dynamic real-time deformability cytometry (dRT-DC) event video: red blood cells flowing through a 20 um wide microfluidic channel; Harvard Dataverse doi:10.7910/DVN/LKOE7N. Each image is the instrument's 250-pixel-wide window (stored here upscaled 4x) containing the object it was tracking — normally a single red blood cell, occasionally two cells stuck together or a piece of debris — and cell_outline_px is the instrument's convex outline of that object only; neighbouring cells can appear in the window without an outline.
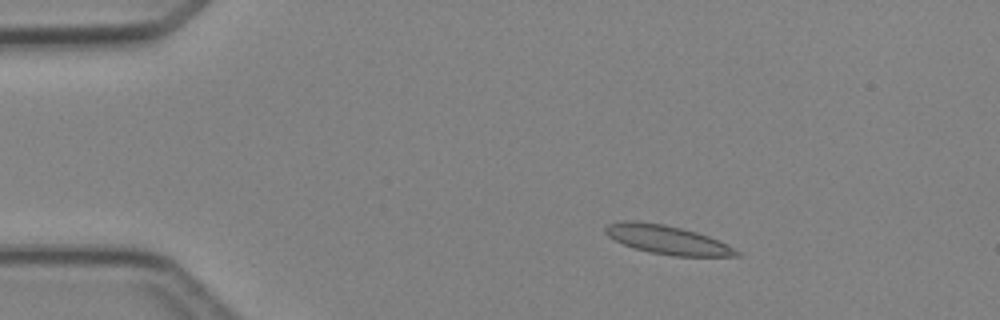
{"species": "Egyptian fruit bat (a non-hibernating species)", "species_latin": "Rousettus aegyptiacus", "temperature_condition": "cold", "stored_images_in_passage": 3, "camera_frame_rate_fps": 3000, "um_per_image_px": 0.085, "animal": {"sex": "female"}, "frame": {"image": 1, "passage_image": 2, "time_ms": 1.333, "image_size_px": [1000, 320], "cell_outline_px": [[740, 256], [672, 256], [652, 252], [636, 248], [624, 244], [608, 236], [604, 232], [604, 228], [608, 224], [624, 220], [636, 220], [664, 224], [696, 232], [720, 240], [740, 252]], "centroid_in_image_um": [56.72, 20.36], "position_along_channel_um": 28.3, "area_um2": 21.85}}